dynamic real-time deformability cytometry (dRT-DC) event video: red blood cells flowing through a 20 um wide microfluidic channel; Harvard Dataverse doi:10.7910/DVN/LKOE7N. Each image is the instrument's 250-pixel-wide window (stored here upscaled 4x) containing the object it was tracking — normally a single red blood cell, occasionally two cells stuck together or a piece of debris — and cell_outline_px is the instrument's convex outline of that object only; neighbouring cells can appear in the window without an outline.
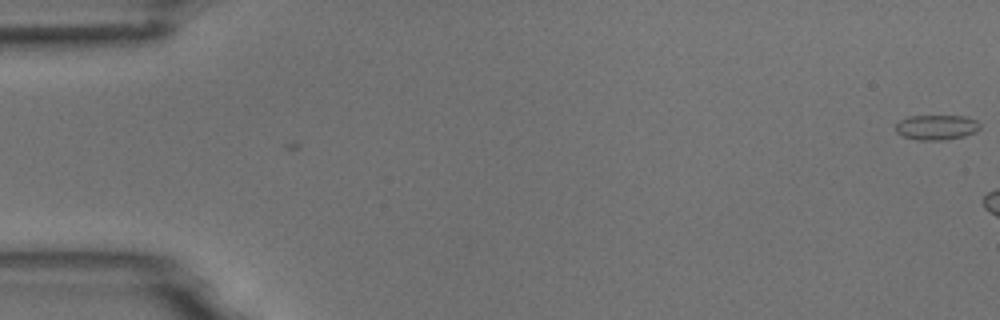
{"species": "common noctule bat (a hibernating species)", "species_latin": "Nyctalus noctula", "temperature_condition": "room temperature", "stored_images_in_passage": 3, "camera_frame_rate_fps": 3000, "um_per_image_px": 0.085, "animal": {"sex": "male", "body_mass_g": 18.8}, "frame": {"image": 1, "passage_image": 1, "time_ms": 0.0, "image_size_px": [1000, 320], "cell_outline_px": [[980, 128], [976, 132], [964, 136], [944, 140], [916, 140], [904, 136], [896, 132], [896, 124], [900, 120], [908, 116], [964, 116], [976, 120], [980, 124]], "centroid_in_image_um": [79.61, 10.82], "position_along_channel_um": 5.4, "area_um2": 12.31}}